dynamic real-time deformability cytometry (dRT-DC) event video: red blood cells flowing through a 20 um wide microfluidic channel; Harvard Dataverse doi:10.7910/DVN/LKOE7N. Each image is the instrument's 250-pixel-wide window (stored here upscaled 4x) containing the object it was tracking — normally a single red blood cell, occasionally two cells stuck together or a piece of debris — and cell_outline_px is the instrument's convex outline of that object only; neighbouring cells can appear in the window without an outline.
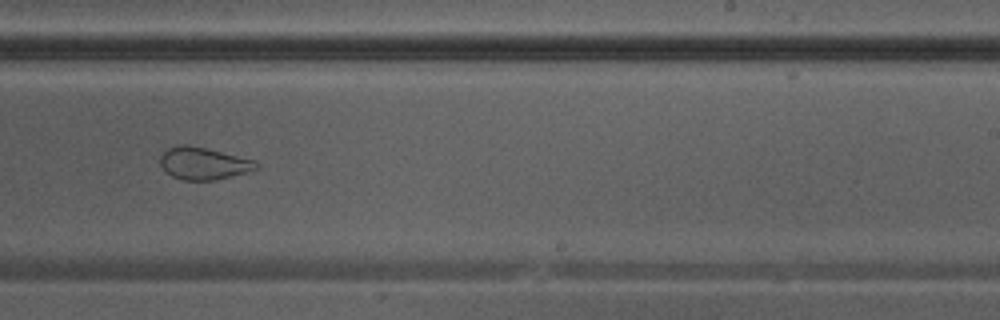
{"species": "Egyptian fruit bat (a non-hibernating species)", "species_latin": "Rousettus aegyptiacus", "temperature_condition": "warm", "stored_images_in_passage": 35, "camera_frame_rate_fps": 3000, "um_per_image_px": 0.085, "animal": {"sex": "male"}, "frame": {"image": 1, "passage_image": 20, "time_ms": 6.333, "image_size_px": [1000, 320], "cell_outline_px": [[260, 168], [248, 172], [212, 180], [180, 180], [172, 176], [160, 164], [160, 156], [168, 148], [180, 144], [188, 144], [252, 160], [260, 164]], "centroid_in_image_um": [17.28, 13.89], "position_along_channel_um": 271.7, "area_um2": 17.74}}
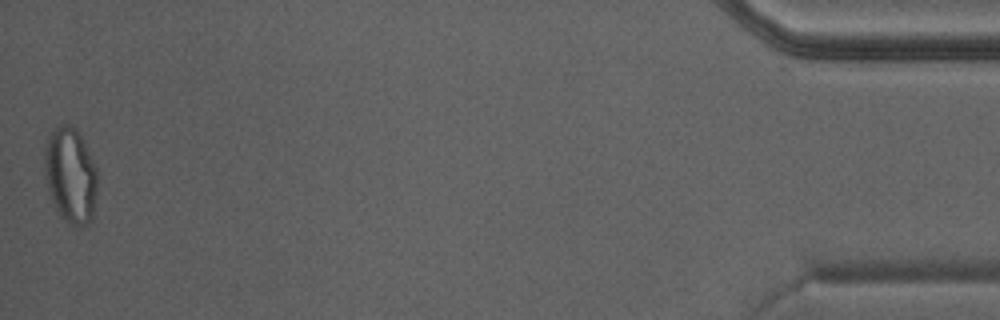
{"frame": {"image": 2, "passage_image": 35, "time_ms": 11.333, "image_size_px": [1000, 320], "cell_outline_px": [[96, 192], [92, 216], [84, 224], [72, 224], [64, 220], [60, 216], [52, 200], [48, 188], [44, 172], [44, 152], [48, 132], [64, 124], [68, 124], [76, 128], [96, 168]], "centroid_in_image_um": [5.95, 14.85], "position_along_channel_um": 429.3, "area_um2": 28.84}}